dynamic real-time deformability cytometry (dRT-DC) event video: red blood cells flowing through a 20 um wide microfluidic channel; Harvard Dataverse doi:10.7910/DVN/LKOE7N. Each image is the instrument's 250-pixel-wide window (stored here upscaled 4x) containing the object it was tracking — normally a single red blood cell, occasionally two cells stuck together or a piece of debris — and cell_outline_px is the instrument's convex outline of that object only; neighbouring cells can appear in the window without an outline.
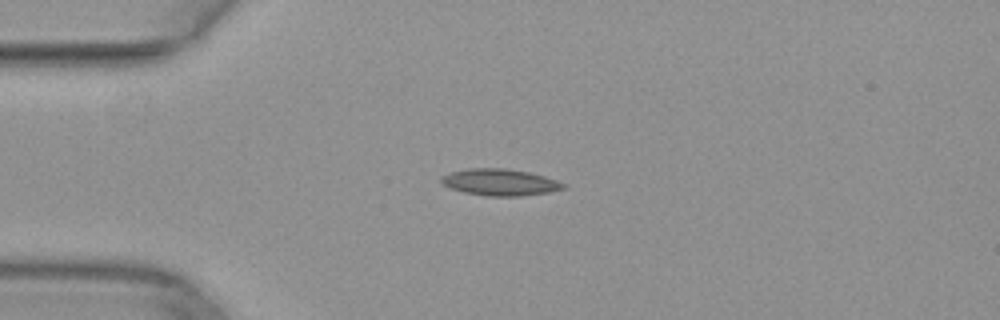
{"species": "common noctule bat (a hibernating species)", "species_latin": "Nyctalus noctula", "temperature_condition": "warm", "stored_images_in_passage": 38, "camera_frame_rate_fps": 3000, "um_per_image_px": 0.085, "animal": {"sex": "female", "body_mass_g": 29.2, "forearm_length_mm": 56.3}, "frame": {"image": 1, "passage_image": 1, "time_ms": 0.0, "image_size_px": [1000, 320], "cell_outline_px": [[568, 188], [548, 192], [524, 196], [488, 196], [464, 192], [452, 188], [444, 184], [440, 180], [440, 176], [448, 172], [468, 168], [504, 168], [528, 172], [544, 176], [568, 184]], "centroid_in_image_um": [42.52, 15.49], "position_along_channel_um": 42.5, "area_um2": 19.07}}
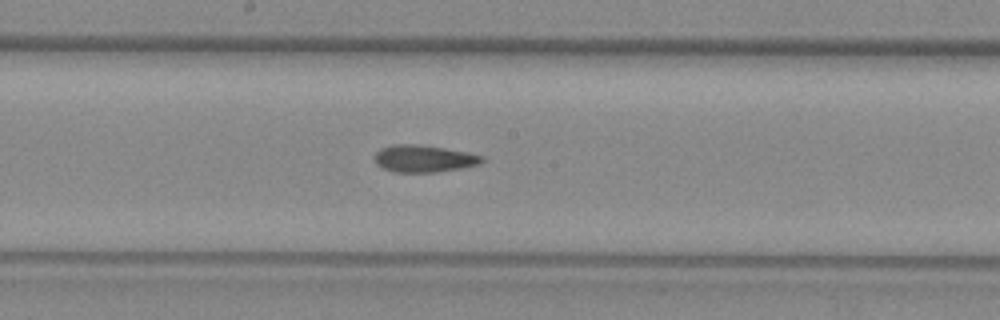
{"frame": {"image": 2, "passage_image": 15, "time_ms": 4.667, "image_size_px": [1000, 320], "cell_outline_px": [[484, 160], [480, 164], [460, 168], [436, 172], [396, 172], [384, 168], [376, 164], [376, 152], [380, 148], [392, 144], [416, 144], [444, 148], [484, 156]], "centroid_in_image_um": [36.02, 13.48], "position_along_channel_um": 212.2, "area_um2": 16.76}}
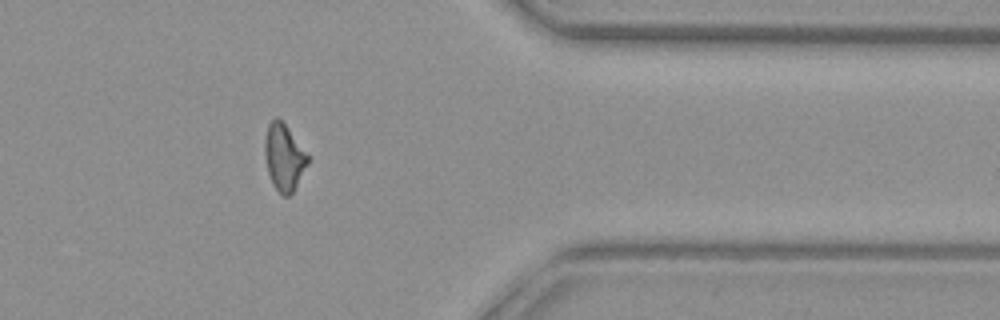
{"frame": {"image": 3, "passage_image": 29, "time_ms": 9.333, "image_size_px": [1000, 320], "cell_outline_px": [[312, 156], [308, 164], [292, 192], [288, 196], [284, 196], [272, 184], [268, 172], [264, 152], [264, 140], [268, 124], [276, 116], [288, 128]], "centroid_in_image_um": [24.17, 13.34], "position_along_channel_um": 387.2, "area_um2": 16.82}}